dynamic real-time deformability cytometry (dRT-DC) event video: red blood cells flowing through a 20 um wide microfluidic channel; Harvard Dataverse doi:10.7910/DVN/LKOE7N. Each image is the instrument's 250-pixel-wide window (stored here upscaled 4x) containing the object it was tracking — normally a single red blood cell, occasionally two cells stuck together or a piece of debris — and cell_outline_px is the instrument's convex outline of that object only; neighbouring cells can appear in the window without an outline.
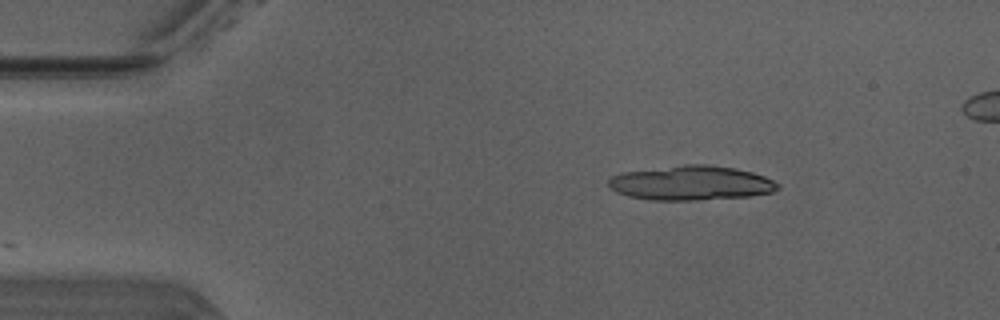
{"species": "Egyptian fruit bat (a non-hibernating species)", "species_latin": "Rousettus aegyptiacus", "temperature_condition": "warm", "stored_images_in_passage": 12, "camera_frame_rate_fps": 3000, "um_per_image_px": 0.085, "animal": {"sex": "male"}, "frame": {"image": 1, "passage_image": 1, "time_ms": 0.0, "image_size_px": [1000, 320], "cell_outline_px": [[780, 188], [772, 192], [748, 196], [696, 200], [648, 200], [628, 196], [616, 192], [608, 184], [608, 180], [612, 176], [624, 172], [684, 164], [708, 164], [736, 168], [752, 172], [764, 176], [780, 184]], "centroid_in_image_um": [58.75, 15.55], "position_along_channel_um": 26.2, "area_um2": 34.04}}